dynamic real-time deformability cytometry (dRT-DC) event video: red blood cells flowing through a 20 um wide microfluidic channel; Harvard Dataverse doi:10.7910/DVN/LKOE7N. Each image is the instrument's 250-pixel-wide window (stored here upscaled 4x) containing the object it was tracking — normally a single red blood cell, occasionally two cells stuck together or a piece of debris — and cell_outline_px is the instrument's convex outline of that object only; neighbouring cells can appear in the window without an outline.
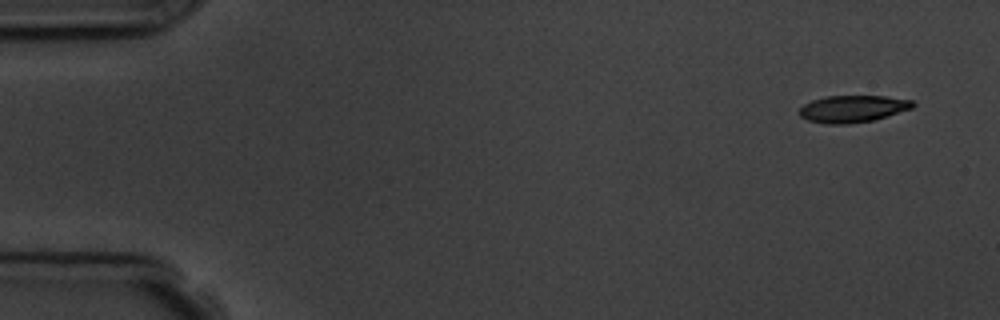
{"species": "common noctule bat (a hibernating species)", "species_latin": "Nyctalus noctula", "temperature_condition": "room temperature", "stored_images_in_passage": 4, "camera_frame_rate_fps": 3000, "um_per_image_px": 0.085, "animal": {"sex": "male", "body_mass_g": 19.5, "forearm_length_mm": 54.6}, "frame": {"image": 1, "passage_image": 1, "time_ms": 0.0, "image_size_px": [1000, 320], "cell_outline_px": [[916, 104], [912, 108], [872, 120], [848, 124], [824, 124], [808, 120], [800, 116], [800, 108], [804, 104], [812, 100], [824, 96], [884, 96], [912, 100]], "centroid_in_image_um": [72.46, 9.24], "position_along_channel_um": 12.5, "area_um2": 17.74}}
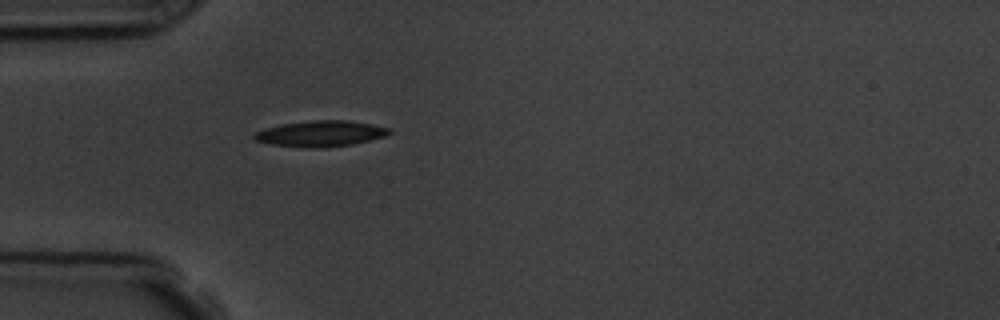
{"frame": {"image": 2, "passage_image": 4, "time_ms": 4.333, "image_size_px": [1000, 320], "cell_outline_px": [[392, 132], [384, 136], [352, 144], [324, 148], [312, 148], [272, 144], [252, 140], [252, 136], [256, 132], [280, 124], [312, 120], [344, 120], [372, 124], [392, 128]], "centroid_in_image_um": [27.25, 11.35], "position_along_channel_um": 57.7, "area_um2": 20.29}}